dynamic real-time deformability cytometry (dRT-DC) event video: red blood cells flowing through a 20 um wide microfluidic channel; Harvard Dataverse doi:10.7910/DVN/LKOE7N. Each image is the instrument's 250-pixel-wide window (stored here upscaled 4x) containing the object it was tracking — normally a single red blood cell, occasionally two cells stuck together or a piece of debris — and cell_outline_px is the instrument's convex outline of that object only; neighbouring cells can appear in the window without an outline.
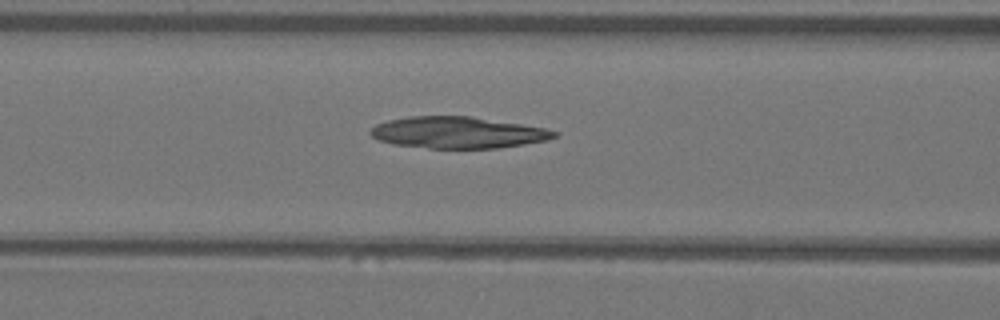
{"species": "Egyptian fruit bat (a non-hibernating species)", "species_latin": "Rousettus aegyptiacus", "temperature_condition": "warm", "stored_images_in_passage": 42, "camera_frame_rate_fps": 3000, "um_per_image_px": 0.085, "animal": {"sex": "female"}, "frame": {"image": 1, "passage_image": 11, "time_ms": 3.333, "image_size_px": [1000, 320], "cell_outline_px": [[560, 132], [556, 136], [548, 140], [524, 144], [496, 148], [428, 148], [392, 144], [380, 140], [372, 136], [368, 132], [376, 124], [388, 120], [408, 116], [472, 116], [544, 128]], "centroid_in_image_um": [38.9, 11.26], "position_along_channel_um": 127.7, "area_um2": 33.7}}
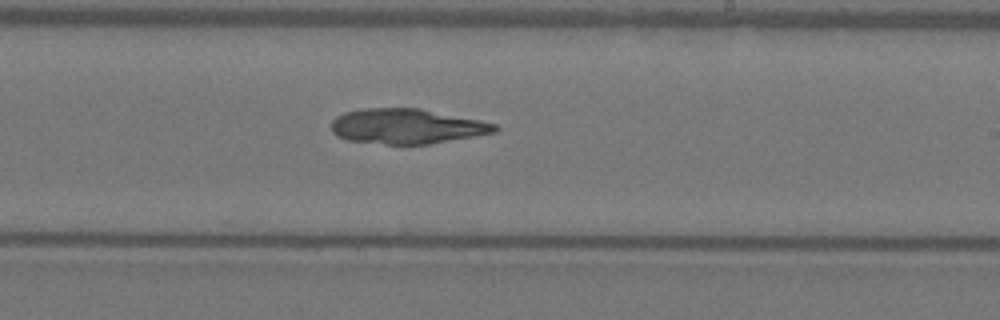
{"frame": {"image": 2, "passage_image": 21, "time_ms": 6.667, "image_size_px": [1000, 320], "cell_outline_px": [[500, 128], [496, 132], [428, 144], [388, 144], [348, 140], [336, 136], [332, 132], [332, 120], [336, 116], [344, 112], [364, 108], [420, 108], [480, 120], [496, 124]], "centroid_in_image_um": [34.56, 10.72], "position_along_channel_um": 254.4, "area_um2": 33.29}}
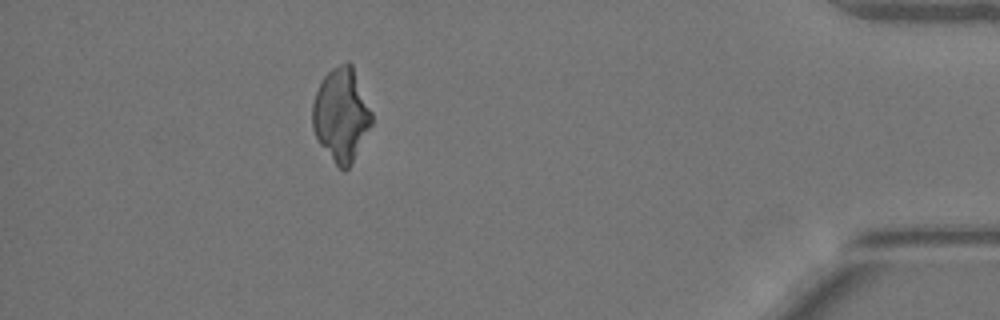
{"frame": {"image": 3, "passage_image": 37, "time_ms": 12.0, "image_size_px": [1000, 320], "cell_outline_px": [[372, 124], [348, 168], [344, 172], [336, 164], [320, 144], [312, 128], [312, 104], [316, 92], [324, 76], [332, 68], [348, 60], [352, 64], [372, 112]], "centroid_in_image_um": [29.0, 9.73], "position_along_channel_um": 406.2, "area_um2": 31.85}}